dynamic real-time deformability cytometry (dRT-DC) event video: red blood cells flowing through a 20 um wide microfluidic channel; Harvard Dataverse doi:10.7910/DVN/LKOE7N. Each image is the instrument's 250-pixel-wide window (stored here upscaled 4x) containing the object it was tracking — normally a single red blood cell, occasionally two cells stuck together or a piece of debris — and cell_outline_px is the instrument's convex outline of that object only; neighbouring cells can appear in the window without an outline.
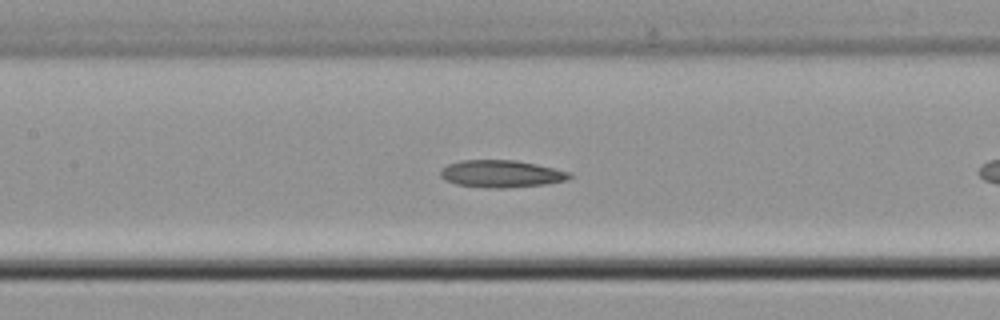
{"species": "common noctule bat (a hibernating species)", "species_latin": "Nyctalus noctula", "temperature_condition": "cold", "stored_images_in_passage": 19, "camera_frame_rate_fps": 3000, "um_per_image_px": 0.085, "animal": {"sex": "male", "body_mass_g": 21.5, "forearm_length_mm": 52.0}, "frame": {"image": 1, "passage_image": 11, "time_ms": 3.333, "image_size_px": [1000, 320], "cell_outline_px": [[572, 176], [568, 180], [544, 184], [504, 188], [488, 188], [456, 184], [444, 180], [440, 176], [440, 168], [448, 164], [460, 160], [516, 160], [536, 164], [572, 172]], "centroid_in_image_um": [42.59, 14.77], "position_along_channel_um": 164.8, "area_um2": 20.63}}
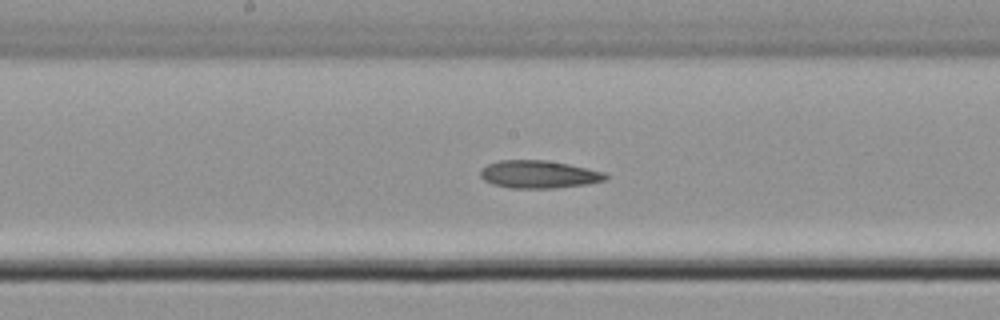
{"frame": {"image": 2, "passage_image": 14, "time_ms": 4.333, "image_size_px": [1000, 320], "cell_outline_px": [[608, 180], [588, 184], [556, 188], [508, 188], [492, 184], [484, 180], [480, 176], [480, 172], [488, 164], [500, 160], [548, 160], [568, 164], [604, 172], [608, 176]], "centroid_in_image_um": [45.81, 14.83], "position_along_channel_um": 202.4, "area_um2": 20.29}}